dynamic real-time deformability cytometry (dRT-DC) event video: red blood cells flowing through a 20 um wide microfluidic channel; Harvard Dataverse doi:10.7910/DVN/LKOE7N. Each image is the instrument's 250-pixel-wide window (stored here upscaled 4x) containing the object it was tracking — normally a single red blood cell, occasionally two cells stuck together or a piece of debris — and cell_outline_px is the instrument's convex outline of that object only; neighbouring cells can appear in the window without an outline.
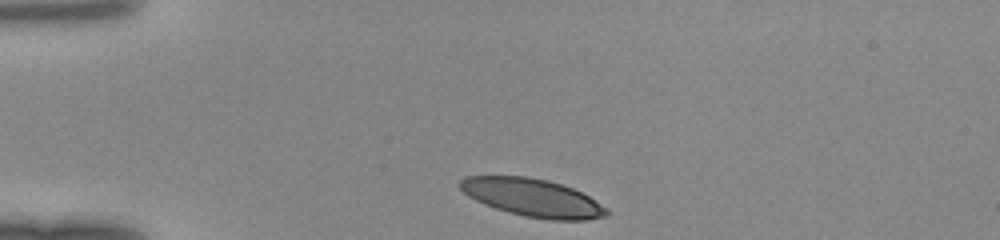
{"species": "human", "species_latin": "Homo sapiens", "temperature_condition": "room temperature", "stored_images_in_passage": 29, "camera_frame_rate_fps": 3000, "um_per_image_px": 0.085, "donor": {"sex": "female"}, "frame": {"image": 1, "passage_image": 1, "time_ms": 0.0, "image_size_px": [1000, 240], "cell_outline_px": [[608, 212], [604, 216], [588, 220], [548, 220], [524, 216], [508, 212], [484, 204], [468, 196], [456, 184], [464, 176], [528, 176], [548, 180], [572, 188], [588, 196], [608, 208]], "centroid_in_image_um": [45.24, 16.8], "position_along_channel_um": 39.8, "area_um2": 32.37}}
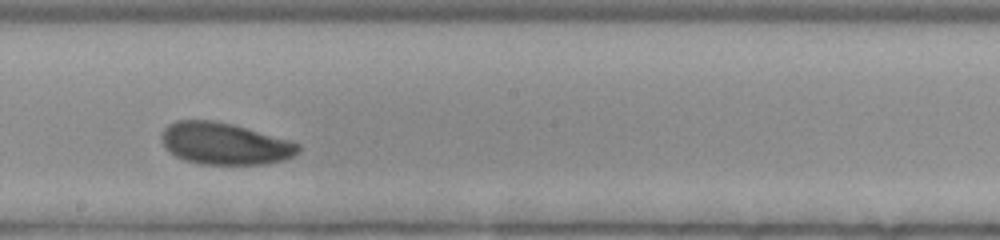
{"frame": {"image": 2, "passage_image": 17, "time_ms": 5.333, "image_size_px": [1000, 240], "cell_outline_px": [[300, 152], [284, 160], [264, 164], [200, 164], [184, 160], [168, 152], [160, 140], [160, 136], [164, 128], [168, 124], [176, 120], [216, 120], [232, 124], [288, 140], [300, 144]], "centroid_in_image_um": [19.05, 12.21], "position_along_channel_um": 229.2, "area_um2": 33.47}}
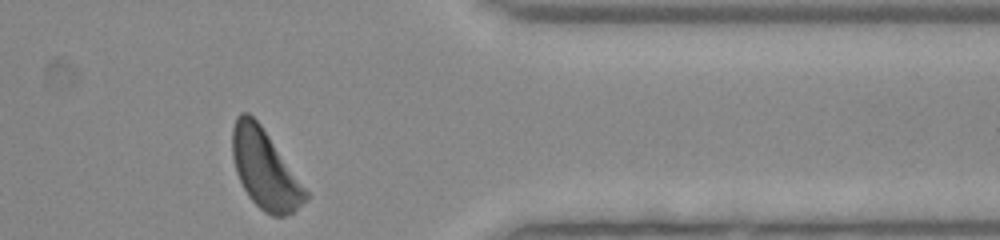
{"frame": {"image": 3, "passage_image": 29, "time_ms": 9.333, "image_size_px": [1000, 240], "cell_outline_px": [[308, 200], [292, 212], [284, 216], [272, 216], [264, 212], [248, 196], [236, 172], [232, 156], [232, 128], [236, 116], [240, 112], [248, 112], [260, 124], [308, 192]], "centroid_in_image_um": [22.49, 14.38], "position_along_channel_um": 388.9, "area_um2": 33.23}}